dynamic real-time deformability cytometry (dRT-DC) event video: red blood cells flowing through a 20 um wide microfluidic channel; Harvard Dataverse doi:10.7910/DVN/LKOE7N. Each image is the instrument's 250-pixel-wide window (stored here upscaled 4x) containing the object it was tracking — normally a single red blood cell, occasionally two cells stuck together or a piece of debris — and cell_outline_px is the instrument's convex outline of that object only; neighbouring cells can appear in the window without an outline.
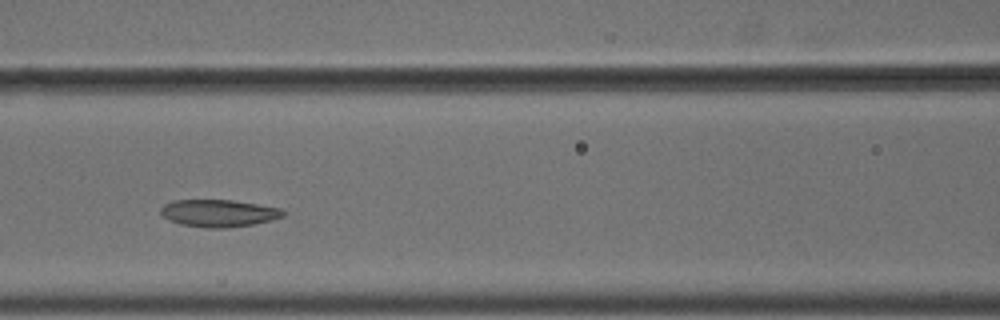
{"species": "common noctule bat (a hibernating species)", "species_latin": "Nyctalus noctula", "temperature_condition": "cold", "stored_images_in_passage": 6, "camera_frame_rate_fps": 3000, "um_per_image_px": 0.085, "animal": {"sex": "male", "body_mass_g": 18.8}, "frame": {"image": 1, "passage_image": 5, "time_ms": 1.333, "image_size_px": [1000, 320], "cell_outline_px": [[284, 216], [252, 224], [228, 228], [204, 228], [180, 224], [168, 220], [160, 212], [160, 208], [164, 204], [172, 200], [232, 200], [280, 208], [284, 212]], "centroid_in_image_um": [18.52, 18.12], "position_along_channel_um": 148.1, "area_um2": 19.36}}
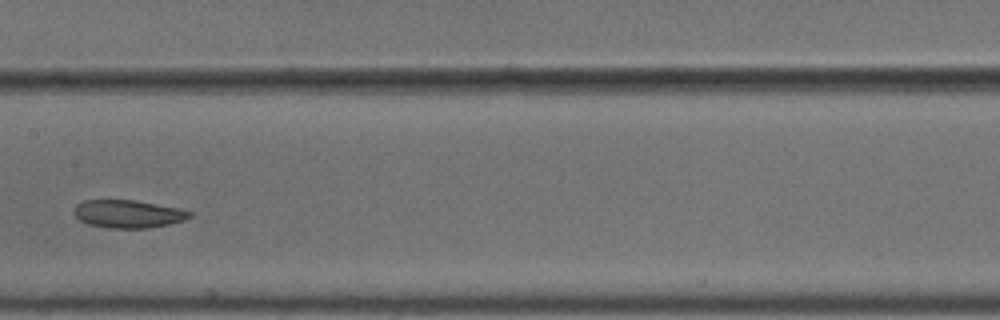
{"frame": {"image": 2, "passage_image": 6, "time_ms": 1.667, "image_size_px": [1000, 320], "cell_outline_px": [[192, 216], [184, 220], [168, 224], [144, 228], [108, 228], [88, 224], [80, 220], [72, 212], [76, 204], [84, 200], [136, 200], [180, 208], [192, 212]], "centroid_in_image_um": [10.87, 18.17], "position_along_channel_um": 196.5, "area_um2": 18.84}}